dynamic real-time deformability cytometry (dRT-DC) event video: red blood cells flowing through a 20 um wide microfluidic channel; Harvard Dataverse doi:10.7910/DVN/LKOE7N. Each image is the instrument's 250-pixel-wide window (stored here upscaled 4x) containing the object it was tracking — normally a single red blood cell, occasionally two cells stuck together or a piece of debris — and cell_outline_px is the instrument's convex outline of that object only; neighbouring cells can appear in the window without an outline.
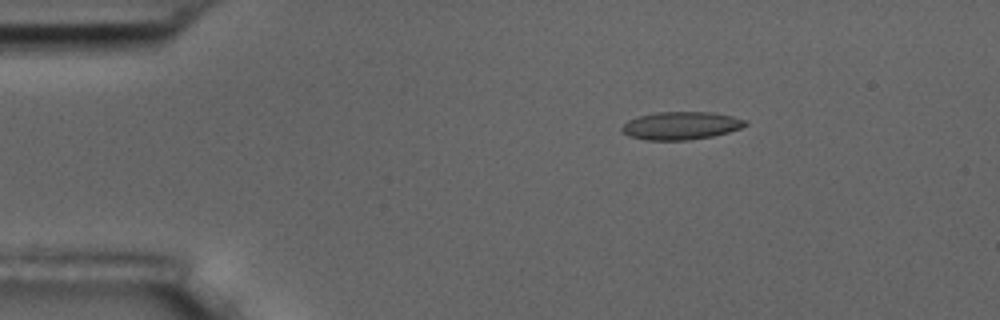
{"species": "common noctule bat (a hibernating species)", "species_latin": "Nyctalus noctula", "temperature_condition": "room temperature", "stored_images_in_passage": 3, "camera_frame_rate_fps": 3000, "um_per_image_px": 0.085, "animal": {"sex": "male", "body_mass_g": 17.5, "forearm_length_mm": 52.3}, "frame": {"image": 1, "passage_image": 1, "time_ms": 0.0, "image_size_px": [1000, 320], "cell_outline_px": [[748, 124], [740, 128], [728, 132], [712, 136], [688, 140], [644, 140], [628, 136], [620, 128], [628, 120], [636, 116], [656, 112], [712, 112], [732, 116], [748, 120]], "centroid_in_image_um": [57.87, 10.67], "position_along_channel_um": 27.1, "area_um2": 20.17}}
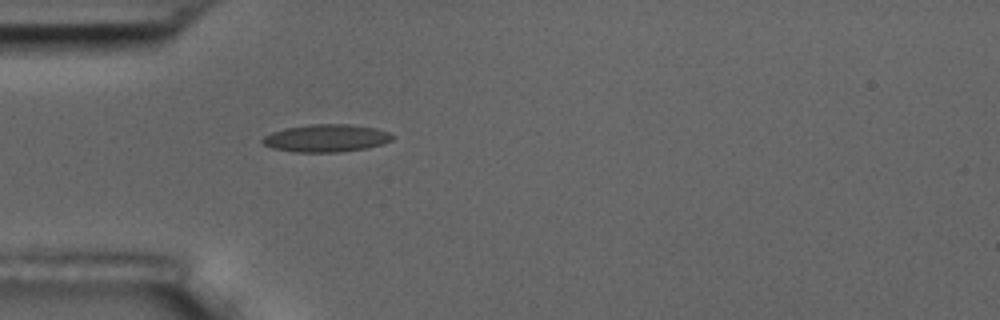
{"frame": {"image": 2, "passage_image": 3, "time_ms": 2.333, "image_size_px": [1000, 320], "cell_outline_px": [[396, 136], [392, 140], [380, 144], [364, 148], [340, 152], [296, 152], [272, 148], [264, 144], [260, 140], [264, 136], [272, 132], [284, 128], [312, 124], [352, 124], [376, 128], [388, 132]], "centroid_in_image_um": [27.72, 11.73], "position_along_channel_um": 57.3, "area_um2": 20.87}}